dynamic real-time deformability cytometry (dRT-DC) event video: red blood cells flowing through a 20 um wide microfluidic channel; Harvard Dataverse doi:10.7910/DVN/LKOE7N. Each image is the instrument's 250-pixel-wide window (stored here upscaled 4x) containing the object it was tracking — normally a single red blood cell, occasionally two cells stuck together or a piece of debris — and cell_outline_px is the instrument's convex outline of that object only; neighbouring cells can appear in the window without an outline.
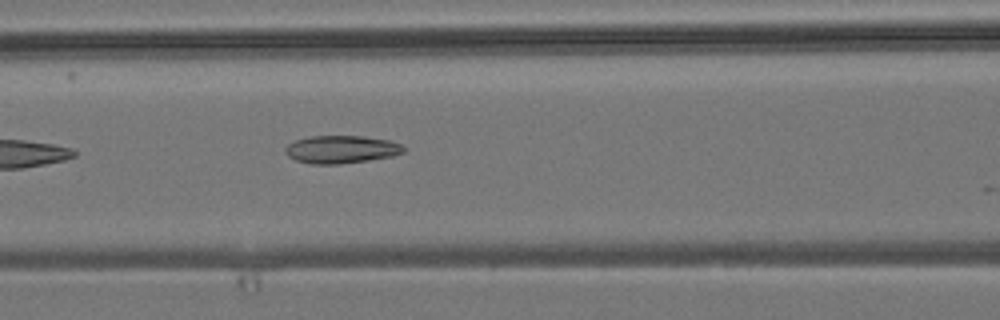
{"species": "common noctule bat (a hibernating species)", "species_latin": "Nyctalus noctula", "temperature_condition": "room temperature", "stored_images_in_passage": 6, "camera_frame_rate_fps": 3000, "um_per_image_px": 0.085, "animal": {"sex": "male", "body_mass_g": 19.2, "forearm_length_mm": 51.8}, "frame": {"image": 1, "passage_image": 6, "time_ms": 6.667, "image_size_px": [1000, 320], "cell_outline_px": [[404, 152], [392, 156], [368, 160], [340, 164], [312, 164], [296, 160], [288, 156], [284, 152], [284, 148], [288, 144], [296, 140], [312, 136], [364, 136], [388, 140], [400, 144], [404, 148]], "centroid_in_image_um": [28.98, 12.7], "position_along_channel_um": 137.6, "area_um2": 19.07}}